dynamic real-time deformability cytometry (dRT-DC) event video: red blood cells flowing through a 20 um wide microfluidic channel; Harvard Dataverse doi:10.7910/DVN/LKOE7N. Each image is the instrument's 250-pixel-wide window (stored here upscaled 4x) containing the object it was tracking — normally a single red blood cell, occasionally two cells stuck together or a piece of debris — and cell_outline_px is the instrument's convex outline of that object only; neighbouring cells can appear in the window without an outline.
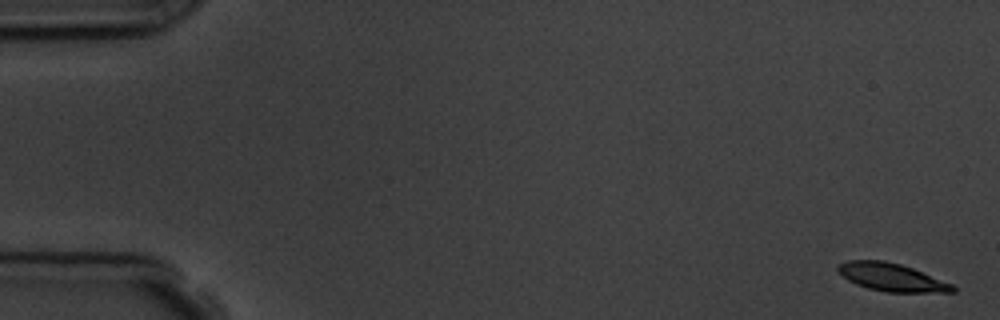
{"species": "common noctule bat (a hibernating species)", "species_latin": "Nyctalus noctula", "temperature_condition": "room temperature", "stored_images_in_passage": 4, "camera_frame_rate_fps": 3000, "um_per_image_px": 0.085, "animal": {"sex": "male", "body_mass_g": 19.5, "forearm_length_mm": 54.6}, "frame": {"image": 1, "passage_image": 1, "time_ms": 0.0, "image_size_px": [1000, 320], "cell_outline_px": [[956, 292], [884, 292], [868, 288], [856, 284], [848, 280], [836, 268], [836, 264], [848, 260], [884, 260], [900, 264], [912, 268], [952, 284], [956, 288]], "centroid_in_image_um": [75.76, 23.56], "position_along_channel_um": 9.2, "area_um2": 18.55}}
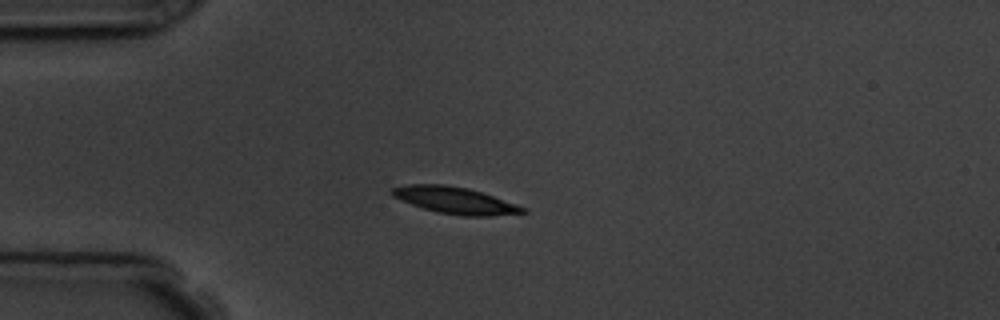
{"frame": {"image": 2, "passage_image": 4, "time_ms": 4.333, "image_size_px": [1000, 320], "cell_outline_px": [[528, 212], [492, 216], [460, 216], [436, 212], [412, 204], [392, 196], [388, 192], [392, 188], [408, 184], [444, 184], [468, 188], [528, 208]], "centroid_in_image_um": [38.67, 17.03], "position_along_channel_um": 46.3, "area_um2": 20.35}}